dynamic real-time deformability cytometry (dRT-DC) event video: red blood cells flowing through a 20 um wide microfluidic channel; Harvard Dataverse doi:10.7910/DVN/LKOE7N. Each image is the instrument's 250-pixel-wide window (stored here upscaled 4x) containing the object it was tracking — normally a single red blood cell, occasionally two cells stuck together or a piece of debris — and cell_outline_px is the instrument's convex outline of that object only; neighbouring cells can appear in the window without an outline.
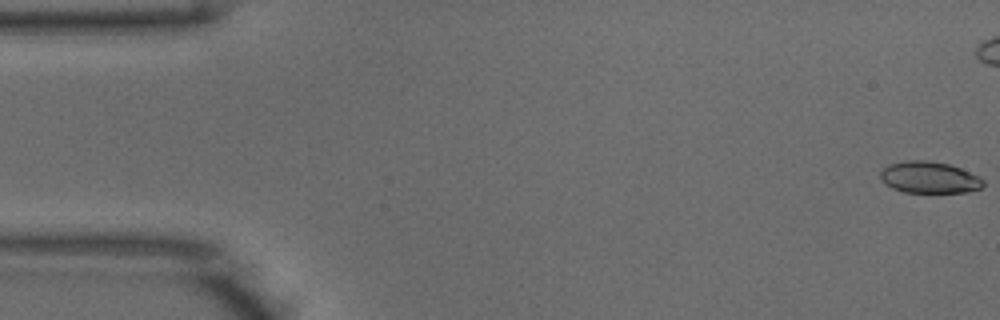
{"species": "common noctule bat (a hibernating species)", "species_latin": "Nyctalus noctula", "temperature_condition": "warm", "stored_images_in_passage": 41, "camera_frame_rate_fps": 3000, "um_per_image_px": 0.085, "animal": {"sex": "male", "body_mass_g": 18.8}, "frame": {"image": 1, "passage_image": 1, "time_ms": 0.0, "image_size_px": [1000, 320], "cell_outline_px": [[984, 184], [980, 188], [968, 192], [904, 192], [892, 188], [884, 184], [880, 176], [880, 172], [888, 164], [908, 160], [928, 160], [948, 164], [960, 168], [984, 180]], "centroid_in_image_um": [78.95, 15.08], "position_along_channel_um": 6.0, "area_um2": 18.84}}
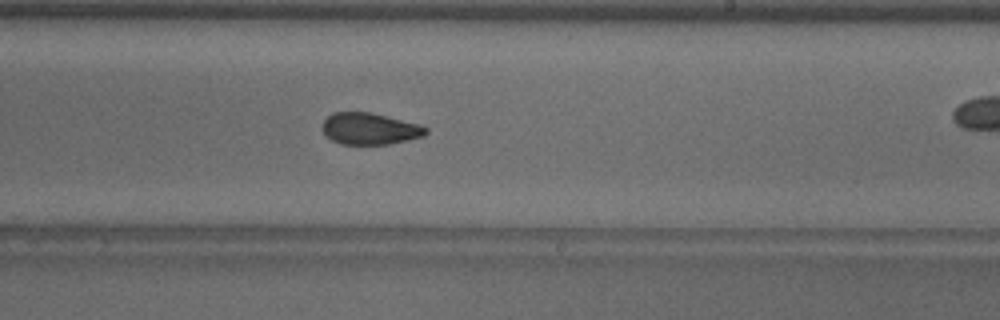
{"frame": {"image": 2, "passage_image": 30, "time_ms": 9.667, "image_size_px": [1000, 320], "cell_outline_px": [[428, 132], [424, 136], [388, 144], [340, 144], [332, 140], [320, 128], [320, 124], [332, 112], [368, 112], [420, 124], [428, 128]], "centroid_in_image_um": [31.4, 10.94], "position_along_channel_um": 257.6, "area_um2": 19.07}}
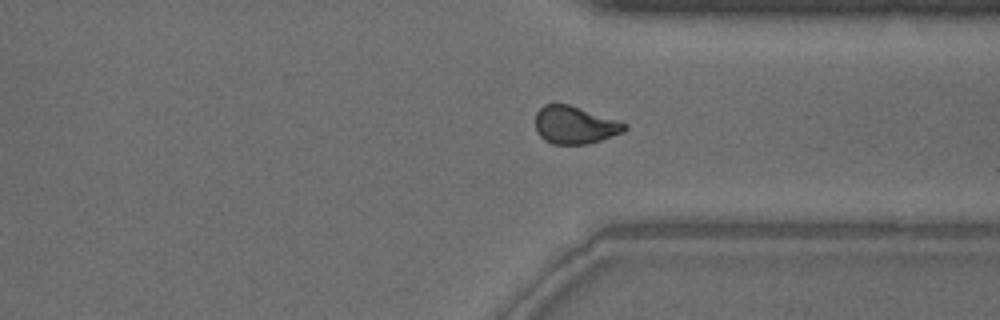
{"frame": {"image": 3, "passage_image": 38, "time_ms": 12.333, "image_size_px": [1000, 320], "cell_outline_px": [[628, 128], [624, 132], [588, 144], [552, 144], [544, 140], [536, 132], [536, 112], [544, 104], [568, 104], [628, 124]], "centroid_in_image_um": [48.84, 10.64], "position_along_channel_um": 362.6, "area_um2": 19.48}}